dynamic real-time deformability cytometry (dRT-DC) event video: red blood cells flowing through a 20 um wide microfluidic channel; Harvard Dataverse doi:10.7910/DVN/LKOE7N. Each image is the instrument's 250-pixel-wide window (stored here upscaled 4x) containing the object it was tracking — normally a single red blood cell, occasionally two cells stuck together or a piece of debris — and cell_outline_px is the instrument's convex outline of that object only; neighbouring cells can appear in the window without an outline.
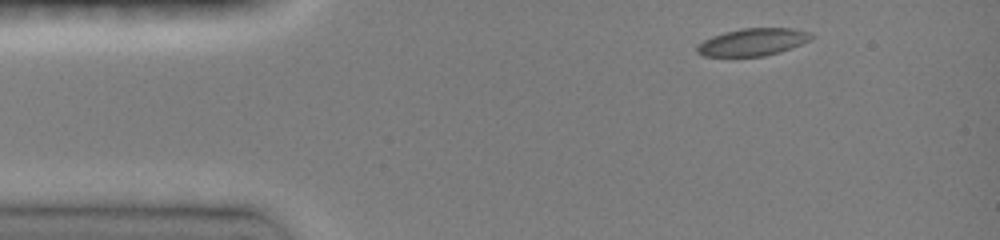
{"species": "common noctule bat (a hibernating species)", "species_latin": "Nyctalus noctula", "temperature_condition": "room temperature", "stored_images_in_passage": 18, "camera_frame_rate_fps": 3000, "um_per_image_px": 0.085, "animal": {"sex": "female", "body_mass_g": 19.0, "forearm_length_mm": 51.5}, "frame": {"image": 1, "passage_image": 1, "time_ms": 0.0, "image_size_px": [1000, 240], "cell_outline_px": [[812, 40], [792, 48], [780, 52], [764, 56], [704, 56], [696, 52], [696, 44], [712, 36], [724, 32], [744, 28], [792, 28], [808, 32], [812, 36]], "centroid_in_image_um": [63.97, 3.58], "position_along_channel_um": 21.0, "area_um2": 18.26}}
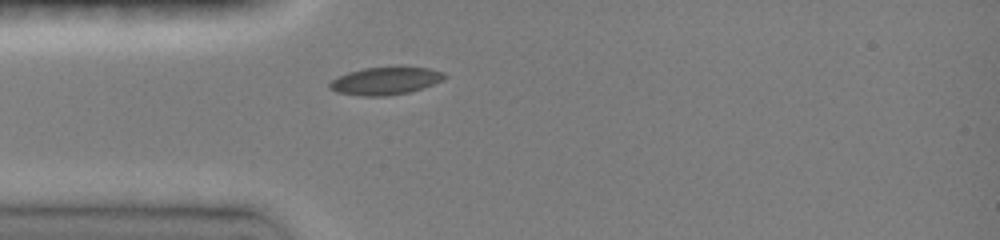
{"frame": {"image": 2, "passage_image": 15, "time_ms": 2.333, "image_size_px": [1000, 240], "cell_outline_px": [[448, 76], [444, 80], [408, 92], [384, 96], [360, 96], [336, 92], [328, 88], [328, 84], [332, 80], [348, 72], [364, 68], [400, 64], [428, 68], [444, 72]], "centroid_in_image_um": [32.78, 6.83], "position_along_channel_um": 52.2, "area_um2": 19.07}}